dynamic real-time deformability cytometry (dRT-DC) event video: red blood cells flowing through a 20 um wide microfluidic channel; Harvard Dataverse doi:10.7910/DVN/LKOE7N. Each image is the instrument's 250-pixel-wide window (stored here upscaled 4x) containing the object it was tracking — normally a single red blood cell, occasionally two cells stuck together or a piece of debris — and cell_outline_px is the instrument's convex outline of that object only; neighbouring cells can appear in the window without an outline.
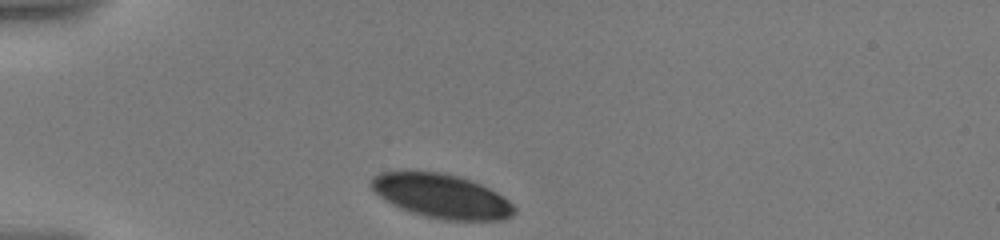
{"species": "human", "species_latin": "Homo sapiens", "temperature_condition": "warm", "stored_images_in_passage": 39, "camera_frame_rate_fps": 3000, "um_per_image_px": 0.085, "donor": {"sex": "male"}, "frame": {"image": 1, "passage_image": 1, "time_ms": 0.0, "image_size_px": [1000, 240], "cell_outline_px": [[516, 212], [512, 216], [500, 220], [448, 220], [424, 216], [412, 212], [392, 204], [384, 200], [368, 184], [372, 176], [380, 172], [436, 172], [456, 176], [480, 184], [496, 192], [508, 200], [516, 208]], "centroid_in_image_um": [37.52, 16.67], "position_along_channel_um": 47.5, "area_um2": 36.3}}
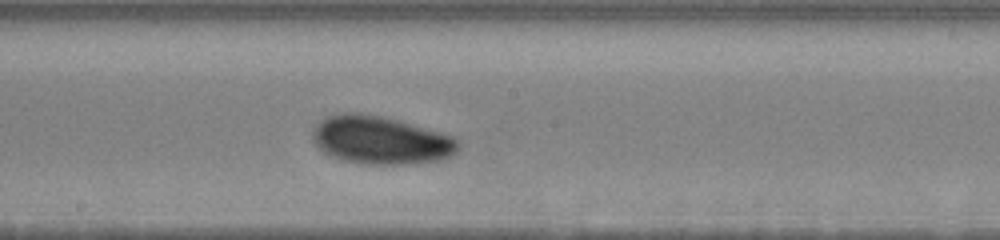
{"frame": {"image": 2, "passage_image": 26, "time_ms": 5.667, "image_size_px": [1000, 240], "cell_outline_px": [[460, 148], [452, 156], [436, 160], [412, 164], [360, 164], [344, 160], [332, 156], [324, 152], [312, 140], [312, 128], [320, 120], [328, 116], [344, 112], [360, 112], [380, 116], [396, 120], [440, 132], [452, 136], [460, 140]], "centroid_in_image_um": [32.35, 11.91], "position_along_channel_um": 215.9, "area_um2": 40.86}}
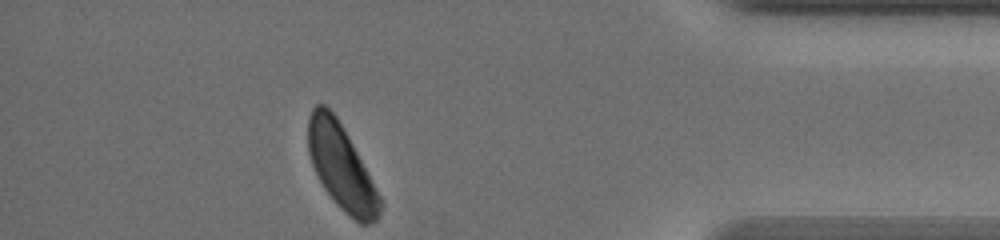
{"frame": {"image": 3, "passage_image": 39, "time_ms": 12.0, "image_size_px": [1000, 240], "cell_outline_px": [[384, 204], [380, 216], [372, 224], [360, 224], [344, 212], [336, 204], [324, 188], [312, 164], [308, 152], [308, 116], [312, 108], [316, 104], [324, 104], [336, 116], [348, 136], [380, 196]], "centroid_in_image_um": [29.02, 14.23], "position_along_channel_um": 406.2, "area_um2": 35.32}, "authors_computed_cell_mechanics": {"area_um2": 39.4774, "velocity_mm_per_s": 3.5153, "shape_relaxation_time_tau1_ms": 2.4296, "shape_relaxation_time_tau2_ms": null, "deformation_change_tau1": 0.0819, "deformation_change_tau2": null}}